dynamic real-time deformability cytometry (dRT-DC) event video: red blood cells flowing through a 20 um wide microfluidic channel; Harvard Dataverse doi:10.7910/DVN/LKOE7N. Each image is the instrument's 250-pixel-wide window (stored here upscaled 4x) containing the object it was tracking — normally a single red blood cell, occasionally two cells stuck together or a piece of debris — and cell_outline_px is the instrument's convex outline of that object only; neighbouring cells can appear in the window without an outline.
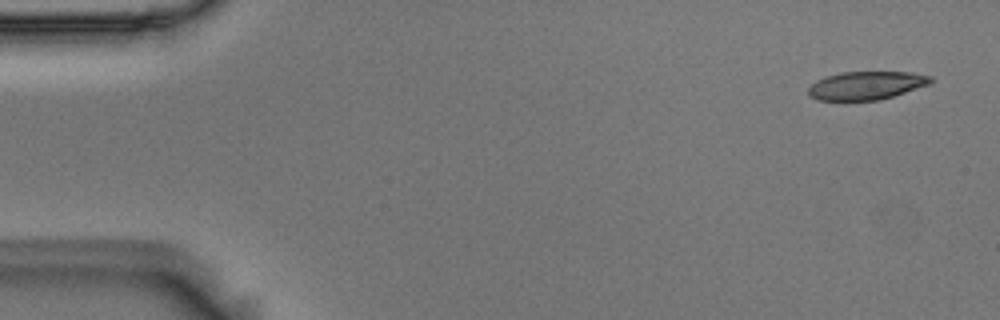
{"species": "Egyptian fruit bat (a non-hibernating species)", "species_latin": "Rousettus aegyptiacus", "temperature_condition": "room temperature", "stored_images_in_passage": 7, "camera_frame_rate_fps": 3000, "um_per_image_px": 0.085, "animal": {"sex": "male"}, "frame": {"image": 1, "passage_image": 1, "time_ms": 0.0, "image_size_px": [1000, 320], "cell_outline_px": [[932, 80], [928, 84], [880, 100], [816, 100], [808, 96], [808, 88], [816, 80], [824, 76], [840, 72], [912, 72], [932, 76]], "centroid_in_image_um": [73.57, 7.26], "position_along_channel_um": 11.4, "area_um2": 20.11}}
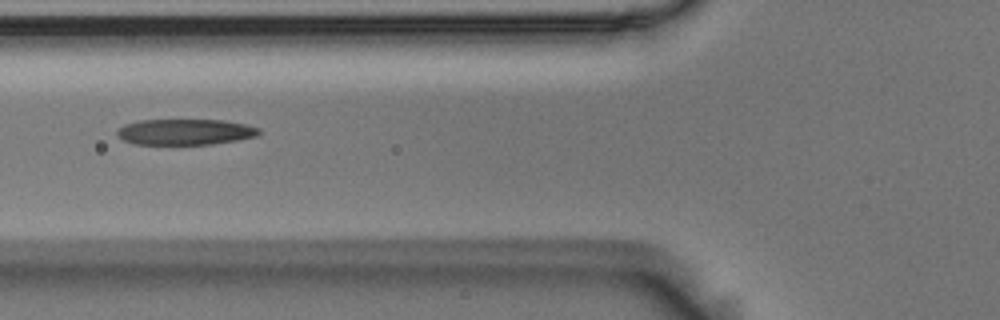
{"frame": {"image": 2, "passage_image": 6, "time_ms": 1.667, "image_size_px": [1000, 320], "cell_outline_px": [[260, 132], [256, 136], [236, 140], [212, 144], [132, 144], [116, 136], [116, 132], [124, 124], [136, 120], [224, 120], [244, 124], [260, 128]], "centroid_in_image_um": [15.7, 11.21], "position_along_channel_um": 110.1, "area_um2": 21.39}}
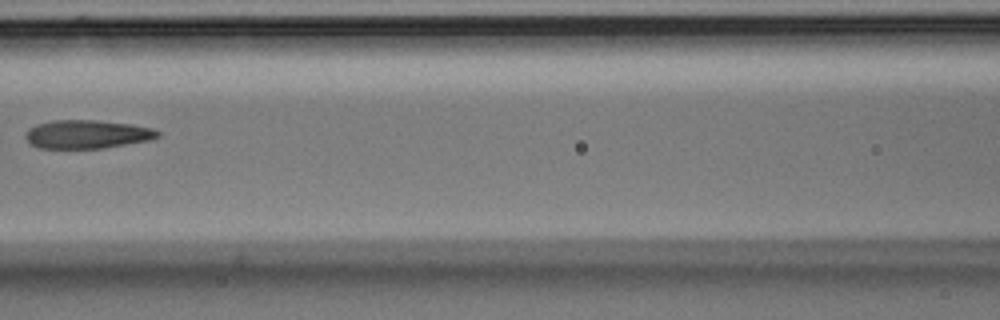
{"frame": {"image": 3, "passage_image": 7, "time_ms": 2.0, "image_size_px": [1000, 320], "cell_outline_px": [[160, 136], [152, 140], [104, 148], [40, 148], [32, 144], [24, 136], [28, 128], [36, 124], [56, 120], [92, 120], [132, 124], [152, 128], [160, 132]], "centroid_in_image_um": [7.43, 11.41], "position_along_channel_um": 159.2, "area_um2": 21.96}}